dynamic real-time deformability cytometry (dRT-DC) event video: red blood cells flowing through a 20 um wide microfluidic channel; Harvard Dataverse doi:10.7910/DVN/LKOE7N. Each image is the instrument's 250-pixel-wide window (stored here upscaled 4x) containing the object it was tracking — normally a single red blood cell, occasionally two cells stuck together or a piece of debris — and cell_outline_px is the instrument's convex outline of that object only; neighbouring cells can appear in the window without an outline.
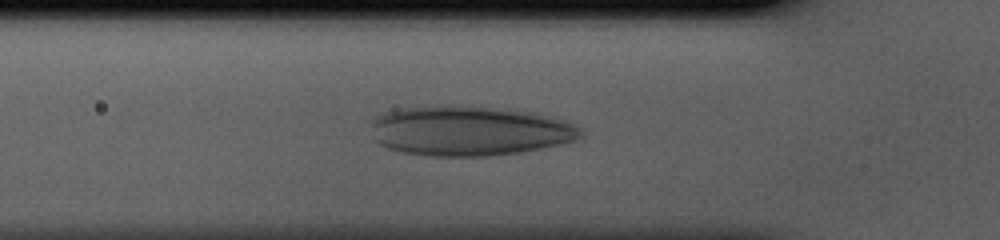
{"species": "human", "species_latin": "Homo sapiens", "temperature_condition": "cold", "stored_images_in_passage": 36, "camera_frame_rate_fps": 3000, "um_per_image_px": 0.085, "donor": {"sex": "male"}, "frame": {"image": 1, "passage_image": 11, "time_ms": 3.333, "image_size_px": [1000, 240], "cell_outline_px": [[584, 132], [580, 136], [572, 140], [560, 144], [520, 152], [488, 156], [428, 156], [400, 152], [388, 148], [380, 144], [376, 140], [372, 124], [372, 120], [380, 112], [396, 108], [440, 104], [448, 104], [532, 112], [572, 124], [580, 128]], "centroid_in_image_um": [39.79, 11.11], "position_along_channel_um": 86.0, "area_um2": 60.86}}
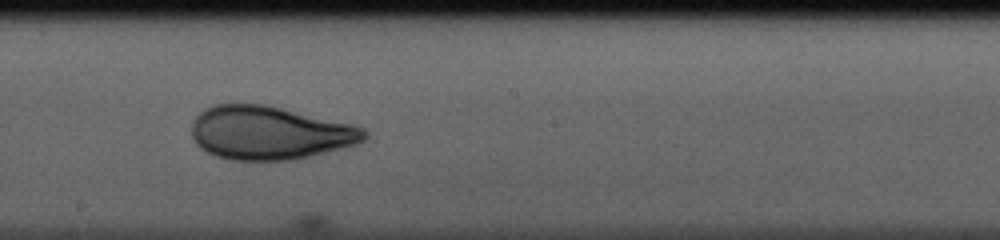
{"frame": {"image": 2, "passage_image": 21, "time_ms": 6.667, "image_size_px": [1000, 240], "cell_outline_px": [[368, 136], [364, 140], [356, 144], [296, 160], [232, 160], [216, 156], [200, 148], [196, 144], [192, 136], [192, 120], [204, 108], [212, 104], [264, 104], [356, 124], [364, 128], [368, 132]], "centroid_in_image_um": [22.93, 11.28], "position_along_channel_um": 225.3, "area_um2": 54.27}}
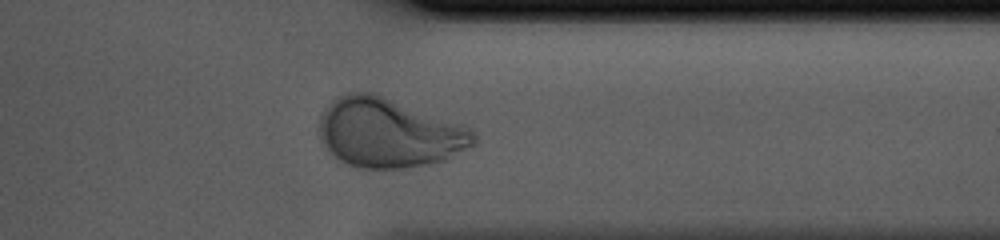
{"frame": {"image": 3, "passage_image": 32, "time_ms": 10.333, "image_size_px": [1000, 240], "cell_outline_px": [[476, 144], [472, 148], [448, 160], [408, 168], [364, 168], [348, 164], [340, 160], [320, 140], [320, 116], [324, 108], [336, 96], [344, 92], [376, 92], [464, 124], [472, 128], [476, 132]], "centroid_in_image_um": [33.14, 11.27], "position_along_channel_um": 378.3, "area_um2": 63.46}}